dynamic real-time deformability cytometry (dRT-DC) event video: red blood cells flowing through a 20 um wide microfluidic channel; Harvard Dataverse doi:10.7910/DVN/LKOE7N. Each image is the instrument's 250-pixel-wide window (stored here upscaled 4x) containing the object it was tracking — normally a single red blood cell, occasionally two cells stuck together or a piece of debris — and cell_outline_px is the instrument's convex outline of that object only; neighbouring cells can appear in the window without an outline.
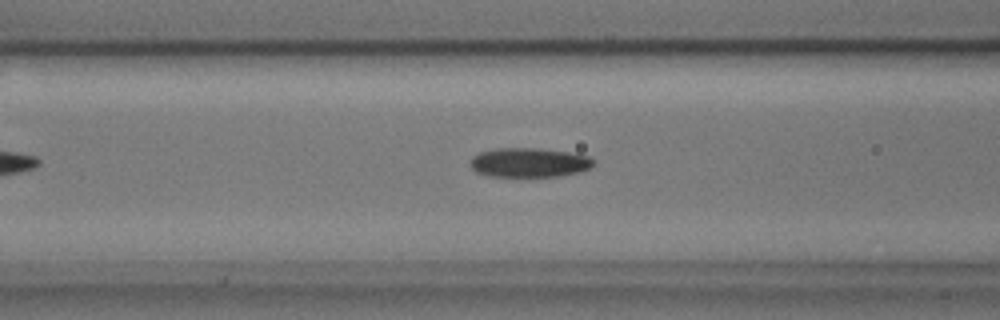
{"species": "common noctule bat (a hibernating species)", "species_latin": "Nyctalus noctula", "temperature_condition": "cold", "stored_images_in_passage": 46, "camera_frame_rate_fps": 3000, "um_per_image_px": 0.085, "animal": {"sex": "male", "body_mass_g": 17.9, "forearm_length_mm": 54.2}, "frame": {"image": 1, "passage_image": 14, "time_ms": 4.333, "image_size_px": [1000, 320], "cell_outline_px": [[596, 160], [592, 168], [580, 172], [560, 176], [492, 176], [476, 172], [472, 168], [472, 156], [480, 152], [496, 148], [540, 148], [576, 152], [588, 156]], "centroid_in_image_um": [45.07, 13.8], "position_along_channel_um": 121.5, "area_um2": 21.33}}
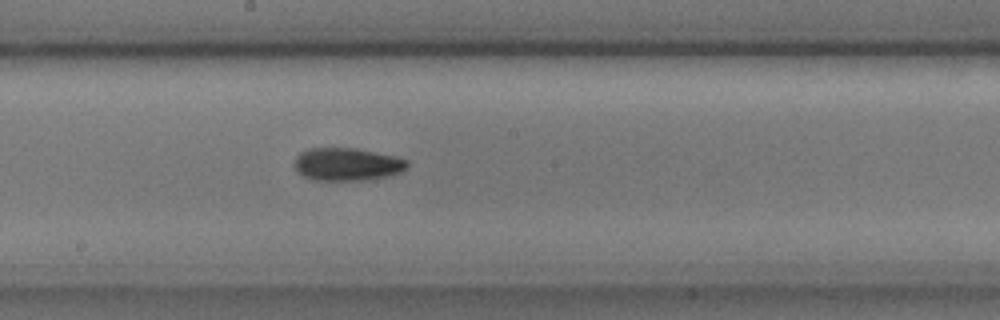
{"frame": {"image": 2, "passage_image": 22, "time_ms": 7.0, "image_size_px": [1000, 320], "cell_outline_px": [[408, 164], [400, 172], [368, 180], [312, 180], [296, 172], [296, 156], [300, 152], [308, 148], [356, 148], [396, 156], [408, 160]], "centroid_in_image_um": [29.48, 13.95], "position_along_channel_um": 218.7, "area_um2": 21.5}}
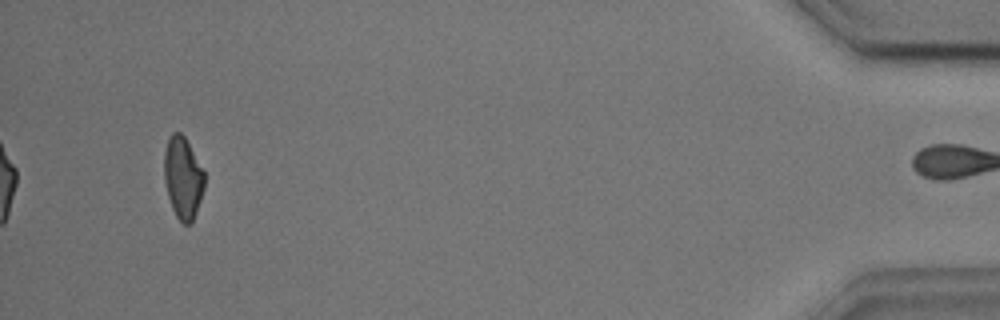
{"frame": {"image": 3, "passage_image": 45, "time_ms": 14.667, "image_size_px": [1000, 320], "cell_outline_px": [[204, 188], [196, 212], [192, 220], [188, 224], [184, 224], [176, 216], [172, 208], [168, 196], [164, 180], [164, 152], [168, 140], [172, 132], [180, 132], [184, 136], [204, 172]], "centroid_in_image_um": [15.53, 15.1], "position_along_channel_um": 419.7, "area_um2": 18.9}, "authors_computed_cell_mechanics": {"area_um2": 20.5479, "velocity_mm_per_s": 3.6362, "shape_relaxation_time_tau1_ms": 4.9499, "shape_relaxation_time_tau2_ms": 4.4262, "deformation_change_tau1": 0.1306, "deformation_change_tau2": 0.111}}